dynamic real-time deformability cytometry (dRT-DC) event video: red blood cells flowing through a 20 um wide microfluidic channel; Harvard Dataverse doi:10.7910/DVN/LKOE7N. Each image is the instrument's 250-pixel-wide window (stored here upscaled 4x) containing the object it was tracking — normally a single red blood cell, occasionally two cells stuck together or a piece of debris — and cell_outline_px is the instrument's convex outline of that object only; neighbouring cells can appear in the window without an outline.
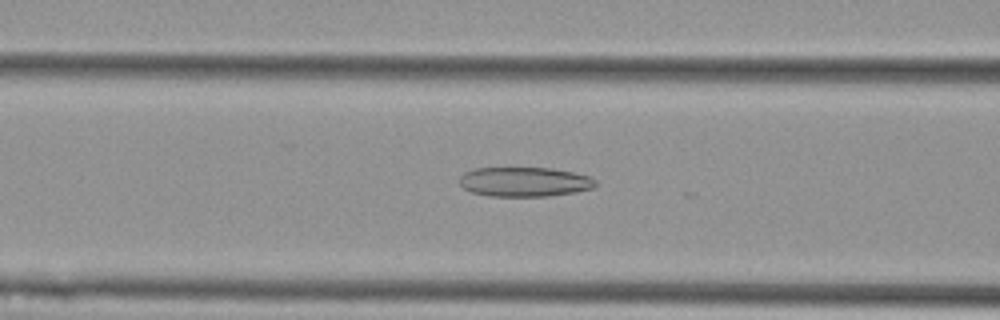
{"species": "Egyptian fruit bat (a non-hibernating species)", "species_latin": "Rousettus aegyptiacus", "temperature_condition": "cold", "stored_images_in_passage": 14, "camera_frame_rate_fps": 3000, "um_per_image_px": 0.085, "animal": {"sex": "female"}, "frame": {"image": 1, "passage_image": 6, "time_ms": 1.667, "image_size_px": [1000, 320], "cell_outline_px": [[596, 184], [592, 188], [576, 192], [548, 196], [488, 196], [472, 192], [464, 188], [460, 184], [460, 176], [464, 172], [476, 168], [552, 168], [572, 172], [588, 176], [596, 180]], "centroid_in_image_um": [44.57, 15.46], "position_along_channel_um": 122.0, "area_um2": 23.35}}
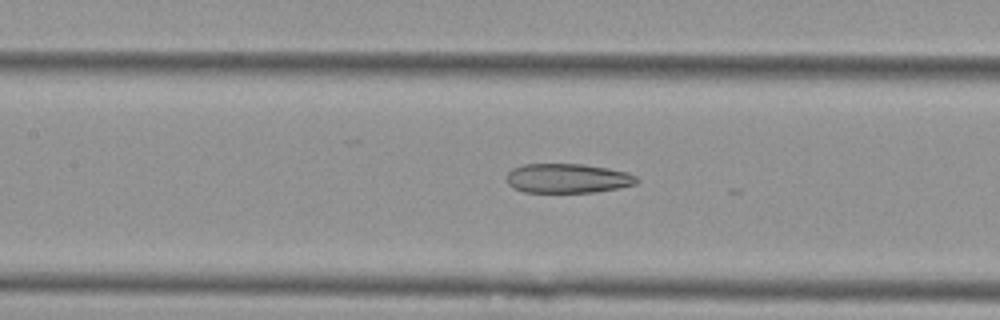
{"frame": {"image": 2, "passage_image": 9, "time_ms": 2.667, "image_size_px": [1000, 320], "cell_outline_px": [[640, 180], [636, 184], [620, 188], [596, 192], [524, 192], [512, 188], [508, 184], [504, 176], [512, 168], [524, 164], [584, 164], [608, 168], [628, 172], [636, 176]], "centroid_in_image_um": [48.24, 15.16], "position_along_channel_um": 159.2, "area_um2": 22.66}}
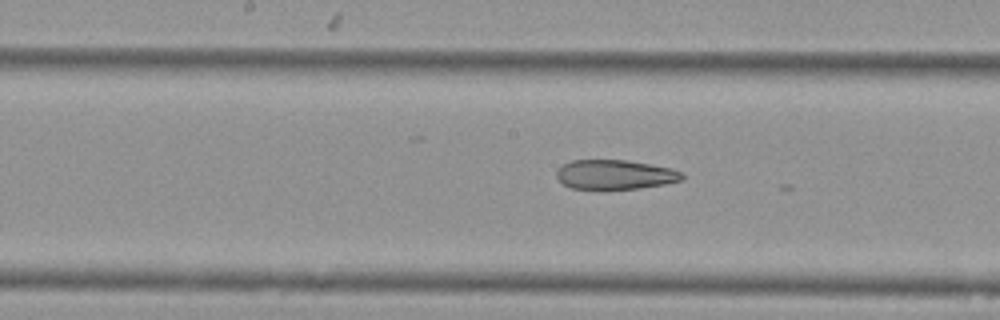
{"frame": {"image": 3, "passage_image": 12, "time_ms": 3.667, "image_size_px": [1000, 320], "cell_outline_px": [[684, 180], [664, 184], [640, 188], [572, 188], [564, 184], [556, 176], [556, 172], [564, 164], [572, 160], [628, 160], [672, 168], [684, 172]], "centroid_in_image_um": [52.34, 14.82], "position_along_channel_um": 195.9, "area_um2": 21.39}}